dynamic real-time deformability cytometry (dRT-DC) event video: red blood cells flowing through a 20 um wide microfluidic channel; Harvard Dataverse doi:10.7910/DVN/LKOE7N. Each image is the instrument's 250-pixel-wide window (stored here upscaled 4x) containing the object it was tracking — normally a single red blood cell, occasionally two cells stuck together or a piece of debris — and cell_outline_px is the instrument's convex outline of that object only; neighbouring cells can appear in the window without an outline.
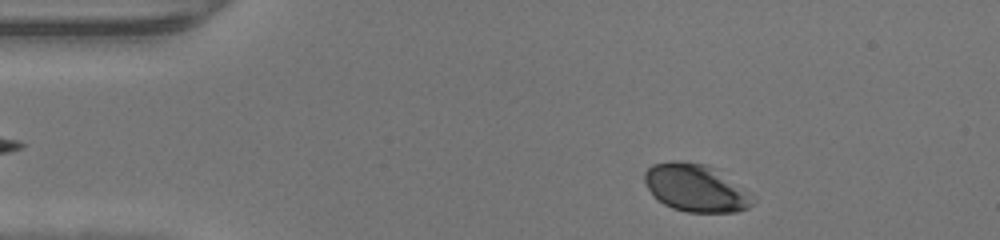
{"species": "human", "species_latin": "Homo sapiens", "temperature_condition": "warm", "stored_images_in_passage": 43, "camera_frame_rate_fps": 3000, "um_per_image_px": 0.085, "donor": {"sex": "male"}, "frame": {"image": 1, "passage_image": 3, "time_ms": 0.667, "image_size_px": [1000, 240], "cell_outline_px": [[756, 200], [748, 208], [736, 212], [688, 212], [672, 208], [664, 204], [648, 188], [644, 180], [644, 172], [652, 164], [672, 160], [680, 160], [708, 164], [720, 168], [748, 192]], "centroid_in_image_um": [59.18, 15.94], "position_along_channel_um": 25.8, "area_um2": 30.4}}
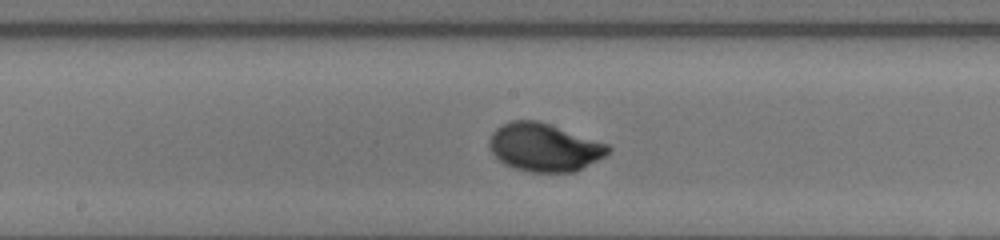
{"frame": {"image": 2, "passage_image": 20, "time_ms": 6.333, "image_size_px": [1000, 240], "cell_outline_px": [[612, 148], [604, 156], [572, 172], [532, 172], [512, 168], [504, 164], [492, 152], [488, 144], [488, 140], [492, 132], [500, 124], [512, 120], [536, 120], [608, 144]], "centroid_in_image_um": [46.2, 12.52], "position_along_channel_um": 202.0, "area_um2": 32.95}}
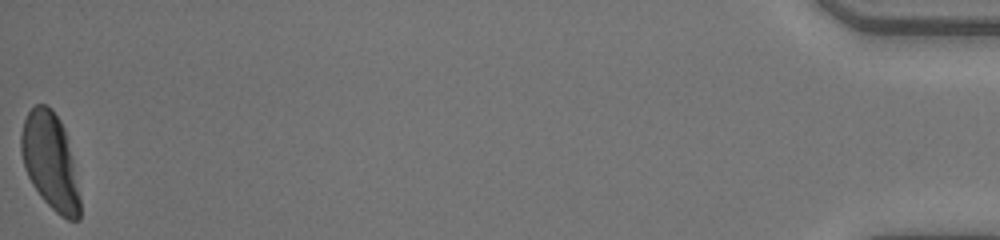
{"frame": {"image": 3, "passage_image": 43, "time_ms": 14.0, "image_size_px": [1000, 240], "cell_outline_px": [[80, 220], [68, 220], [60, 216], [40, 196], [32, 184], [24, 168], [20, 152], [20, 132], [24, 120], [28, 112], [36, 104], [44, 104], [52, 108], [60, 120], [64, 128], [72, 160], [80, 196]], "centroid_in_image_um": [4.24, 13.71], "position_along_channel_um": 431.0, "area_um2": 33.06}}